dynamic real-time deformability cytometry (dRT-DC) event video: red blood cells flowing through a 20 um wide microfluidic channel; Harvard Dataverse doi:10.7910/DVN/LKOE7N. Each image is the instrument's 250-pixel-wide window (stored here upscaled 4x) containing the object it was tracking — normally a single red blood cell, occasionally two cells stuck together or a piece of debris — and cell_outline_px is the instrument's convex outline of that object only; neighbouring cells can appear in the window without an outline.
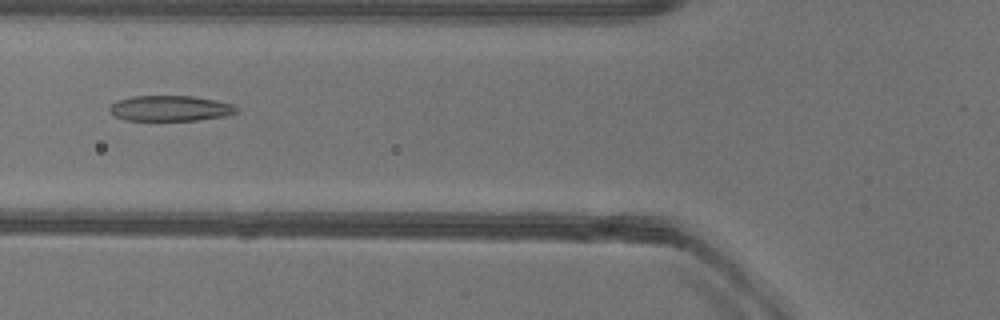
{"species": "common noctule bat (a hibernating species)", "species_latin": "Nyctalus noctula", "temperature_condition": "warm", "stored_images_in_passage": 30, "camera_frame_rate_fps": 3000, "um_per_image_px": 0.085, "animal": {"sex": "female"}, "frame": {"image": 1, "passage_image": 9, "time_ms": 2.667, "image_size_px": [1000, 320], "cell_outline_px": [[240, 112], [224, 116], [196, 120], [124, 120], [116, 116], [108, 108], [116, 100], [132, 96], [192, 96], [216, 100], [232, 104], [240, 108]], "centroid_in_image_um": [14.5, 9.2], "position_along_channel_um": 111.3, "area_um2": 18.9}}
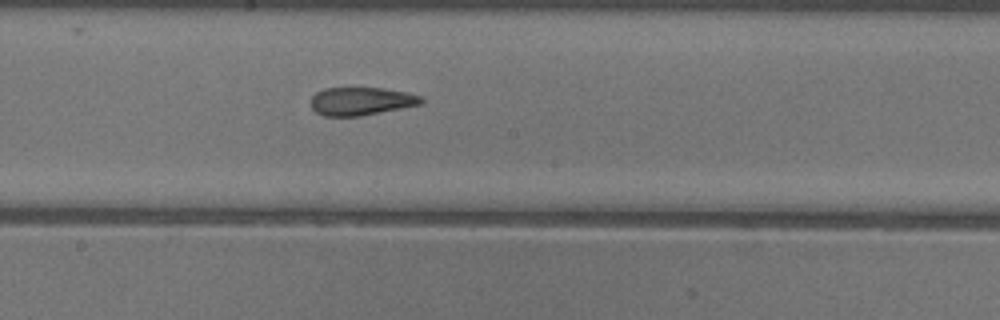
{"frame": {"image": 2, "passage_image": 17, "time_ms": 5.333, "image_size_px": [1000, 320], "cell_outline_px": [[424, 104], [360, 116], [324, 116], [316, 112], [312, 108], [312, 96], [316, 92], [324, 88], [380, 88], [408, 92], [420, 96], [424, 100]], "centroid_in_image_um": [30.72, 8.6], "position_along_channel_um": 217.5, "area_um2": 18.09}}
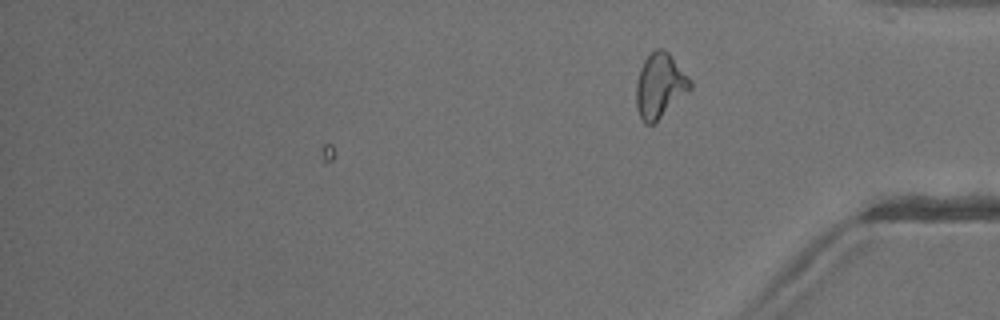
{"frame": {"image": 3, "passage_image": 30, "time_ms": 9.667, "image_size_px": [1000, 320], "cell_outline_px": [[692, 88], [652, 124], [644, 124], [636, 108], [636, 84], [640, 68], [644, 60], [656, 48], [664, 48], [668, 52], [692, 80]], "centroid_in_image_um": [56.08, 7.26], "position_along_channel_um": 379.1, "area_um2": 20.11}, "authors_computed_cell_mechanics": {"area_um2": 18.9295, "velocity_mm_per_s": 3.9691, "shape_relaxation_time_tau1_ms": null, "shape_relaxation_time_tau2_ms": 2.402, "deformation_change_tau1": null, "deformation_change_tau2": 0.1191}}